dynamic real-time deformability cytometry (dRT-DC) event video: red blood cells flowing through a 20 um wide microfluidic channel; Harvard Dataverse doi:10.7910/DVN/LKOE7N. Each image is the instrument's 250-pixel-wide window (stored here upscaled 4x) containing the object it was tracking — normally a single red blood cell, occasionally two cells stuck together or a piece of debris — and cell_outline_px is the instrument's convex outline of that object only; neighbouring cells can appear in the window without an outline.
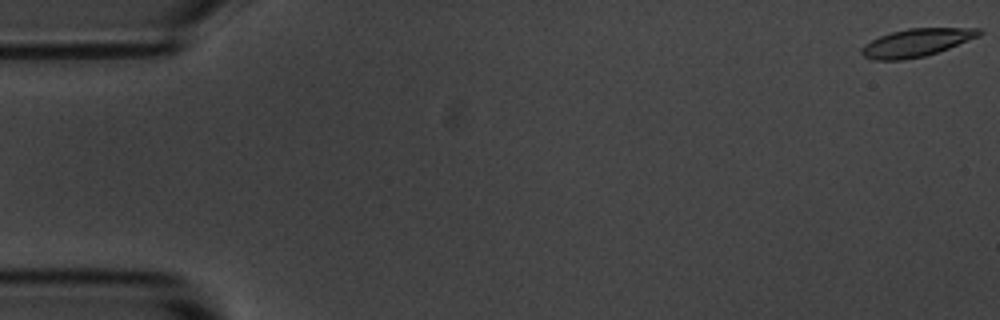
{"species": "common noctule bat (a hibernating species)", "species_latin": "Nyctalus noctula", "temperature_condition": "room temperature", "stored_images_in_passage": 56, "camera_frame_rate_fps": 3000, "um_per_image_px": 0.085, "animal": {"sex": "male", "body_mass_g": 20.1, "forearm_length_mm": 53.5}, "frame": {"image": 1, "passage_image": 1, "time_ms": 0.0, "image_size_px": [1000, 320], "cell_outline_px": [[984, 32], [980, 36], [948, 48], [924, 56], [904, 60], [872, 60], [864, 56], [860, 52], [860, 48], [864, 44], [880, 36], [892, 32], [908, 28], [980, 28]], "centroid_in_image_um": [77.89, 3.62], "position_along_channel_um": 7.1, "area_um2": 19.07}}
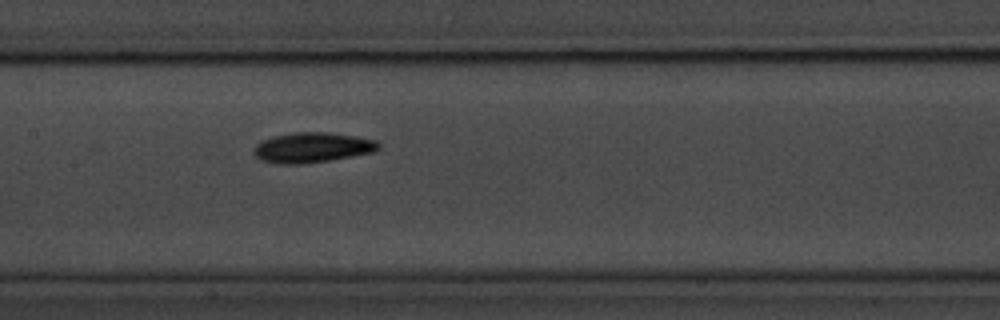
{"frame": {"image": 2, "passage_image": 27, "time_ms": 8.667, "image_size_px": [1000, 320], "cell_outline_px": [[380, 148], [376, 152], [328, 160], [300, 164], [276, 164], [260, 160], [252, 152], [256, 144], [260, 140], [272, 136], [296, 132], [328, 132], [356, 136], [376, 140], [380, 144]], "centroid_in_image_um": [26.52, 12.53], "position_along_channel_um": 180.9, "area_um2": 22.14}}
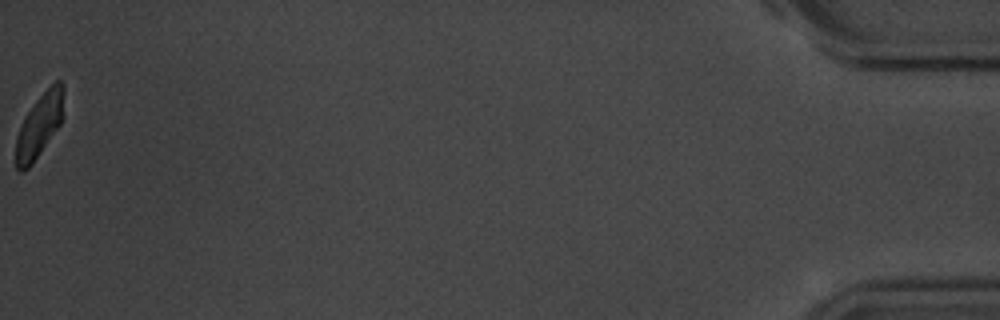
{"frame": {"image": 3, "passage_image": 56, "time_ms": 18.333, "image_size_px": [1000, 320], "cell_outline_px": [[64, 116], [60, 124], [32, 164], [24, 172], [20, 172], [16, 168], [16, 140], [24, 116], [36, 100], [56, 80], [60, 80], [64, 84]], "centroid_in_image_um": [3.37, 10.64], "position_along_channel_um": 431.8, "area_um2": 17.74}, "authors_computed_cell_mechanics": {"area_um2": 20.1144, "velocity_mm_per_s": 3.6353, "shape_relaxation_time_tau1_ms": 3.9692, "shape_relaxation_time_tau2_ms": null, "deformation_change_tau1": 0.1315, "deformation_change_tau2": null}}